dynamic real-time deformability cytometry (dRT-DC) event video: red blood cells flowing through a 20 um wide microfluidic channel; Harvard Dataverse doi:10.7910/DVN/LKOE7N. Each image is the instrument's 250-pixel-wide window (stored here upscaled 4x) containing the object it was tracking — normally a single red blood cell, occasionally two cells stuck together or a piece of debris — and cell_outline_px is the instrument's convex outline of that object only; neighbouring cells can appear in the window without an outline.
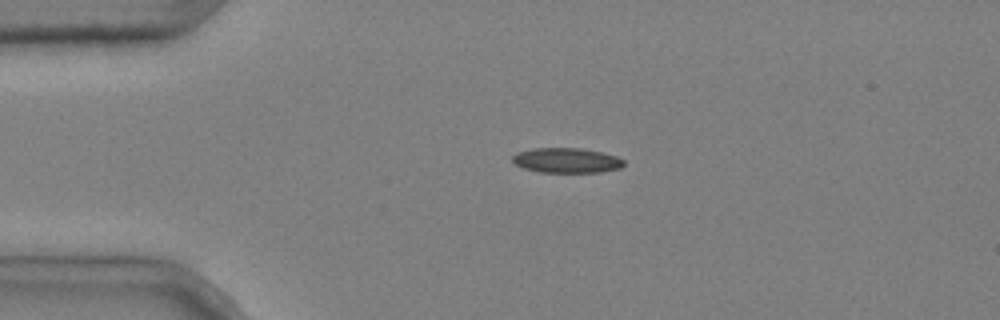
{"species": "common noctule bat (a hibernating species)", "species_latin": "Nyctalus noctula", "temperature_condition": "cold", "stored_images_in_passage": 3, "camera_frame_rate_fps": 3000, "um_per_image_px": 0.085, "animal": {"sex": "male", "body_mass_g": 20.4}, "frame": {"image": 1, "passage_image": 2, "time_ms": 0.333, "image_size_px": [1000, 320], "cell_outline_px": [[624, 164], [620, 168], [600, 172], [540, 172], [524, 168], [512, 164], [512, 156], [516, 152], [532, 148], [580, 148], [604, 152], [616, 156], [624, 160]], "centroid_in_image_um": [48.13, 13.62], "position_along_channel_um": 36.9, "area_um2": 16.36}}